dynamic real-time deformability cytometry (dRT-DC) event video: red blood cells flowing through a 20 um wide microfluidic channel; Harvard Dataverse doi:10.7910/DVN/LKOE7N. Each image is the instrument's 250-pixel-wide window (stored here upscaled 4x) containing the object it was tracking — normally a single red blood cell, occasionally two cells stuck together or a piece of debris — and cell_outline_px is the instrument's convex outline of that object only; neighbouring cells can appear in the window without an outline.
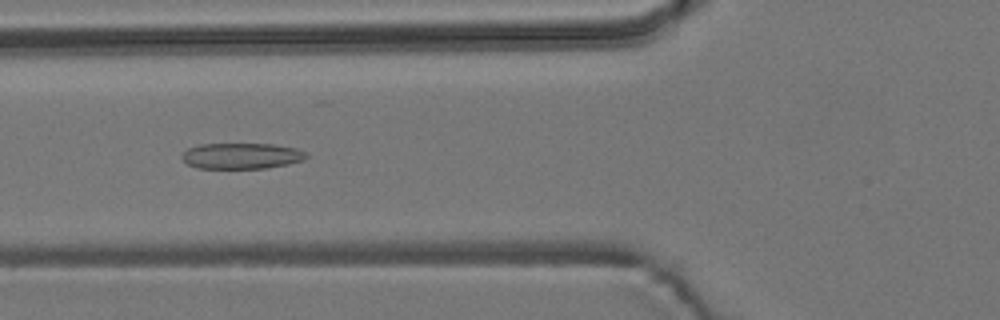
{"species": "common noctule bat (a hibernating species)", "species_latin": "Nyctalus noctula", "temperature_condition": "room temperature", "stored_images_in_passage": 56, "camera_frame_rate_fps": 3000, "um_per_image_px": 0.085, "animal": {"sex": "male", "body_mass_g": 19.2, "forearm_length_mm": 51.8}, "frame": {"image": 1, "passage_image": 21, "time_ms": 6.667, "image_size_px": [1000, 320], "cell_outline_px": [[308, 156], [304, 160], [288, 164], [264, 168], [196, 168], [188, 164], [180, 156], [188, 148], [200, 144], [272, 144], [296, 148], [308, 152]], "centroid_in_image_um": [20.55, 13.25], "position_along_channel_um": 105.2, "area_um2": 18.79}}
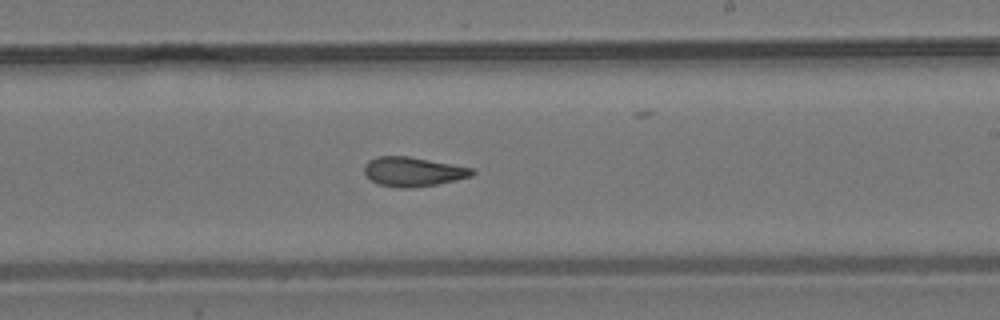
{"frame": {"image": 2, "passage_image": 33, "time_ms": 10.667, "image_size_px": [1000, 320], "cell_outline_px": [[476, 172], [472, 176], [456, 180], [436, 184], [412, 188], [396, 188], [380, 184], [372, 180], [364, 172], [364, 164], [368, 160], [376, 156], [408, 156], [472, 168]], "centroid_in_image_um": [35.09, 14.59], "position_along_channel_um": 253.9, "area_um2": 18.38}}
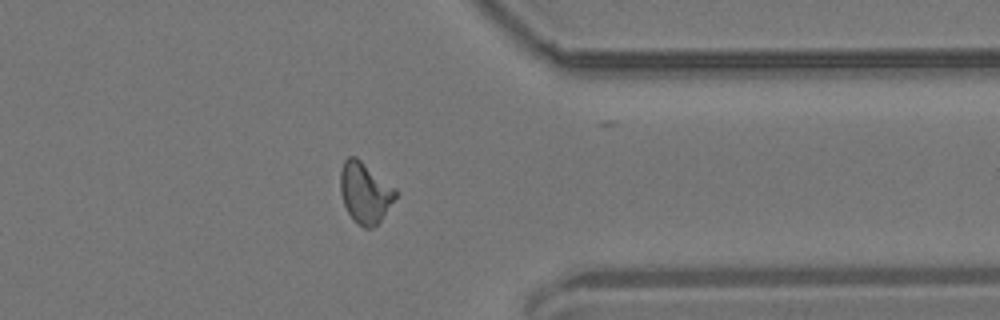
{"frame": {"image": 3, "passage_image": 44, "time_ms": 14.333, "image_size_px": [1000, 320], "cell_outline_px": [[396, 196], [380, 220], [372, 228], [364, 228], [356, 224], [352, 220], [344, 204], [340, 192], [340, 172], [344, 160], [348, 156], [356, 156], [396, 188]], "centroid_in_image_um": [30.99, 16.36], "position_along_channel_um": 380.4, "area_um2": 19.54}, "authors_computed_cell_mechanics": {"area_um2": 18.8717, "velocity_mm_per_s": 3.7167, "shape_relaxation_time_tau1_ms": null, "shape_relaxation_time_tau2_ms": 2.3325, "deformation_change_tau1": null, "deformation_change_tau2": 0.0911}}